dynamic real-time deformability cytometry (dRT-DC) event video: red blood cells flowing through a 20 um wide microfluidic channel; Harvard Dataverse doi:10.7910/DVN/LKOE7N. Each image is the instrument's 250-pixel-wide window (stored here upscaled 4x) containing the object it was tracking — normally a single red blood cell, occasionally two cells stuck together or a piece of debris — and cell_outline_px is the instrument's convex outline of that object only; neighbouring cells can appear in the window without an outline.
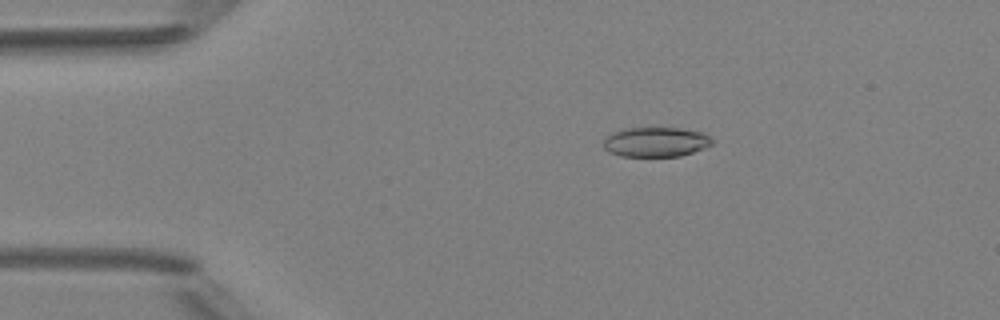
{"species": "Egyptian fruit bat (a non-hibernating species)", "species_latin": "Rousettus aegyptiacus", "temperature_condition": "room temperature", "stored_images_in_passage": 5, "camera_frame_rate_fps": 3000, "um_per_image_px": 0.085, "animal": {"sex": "female"}, "frame": {"image": 1, "passage_image": 3, "time_ms": 2.333, "image_size_px": [1000, 320], "cell_outline_px": [[712, 144], [704, 148], [680, 156], [620, 156], [608, 152], [604, 148], [604, 140], [612, 132], [620, 128], [680, 128], [704, 132], [712, 140]], "centroid_in_image_um": [55.72, 12.06], "position_along_channel_um": 29.3, "area_um2": 18.84}}
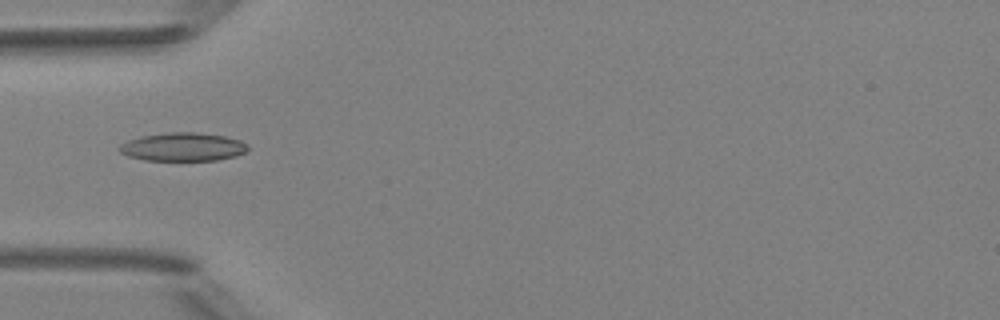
{"frame": {"image": 2, "passage_image": 5, "time_ms": 4.667, "image_size_px": [1000, 320], "cell_outline_px": [[248, 148], [244, 152], [236, 156], [216, 160], [144, 160], [128, 156], [120, 152], [116, 148], [120, 144], [128, 140], [140, 136], [168, 132], [196, 132], [224, 136], [240, 140], [248, 144]], "centroid_in_image_um": [15.51, 12.48], "position_along_channel_um": 69.5, "area_um2": 21.33}}